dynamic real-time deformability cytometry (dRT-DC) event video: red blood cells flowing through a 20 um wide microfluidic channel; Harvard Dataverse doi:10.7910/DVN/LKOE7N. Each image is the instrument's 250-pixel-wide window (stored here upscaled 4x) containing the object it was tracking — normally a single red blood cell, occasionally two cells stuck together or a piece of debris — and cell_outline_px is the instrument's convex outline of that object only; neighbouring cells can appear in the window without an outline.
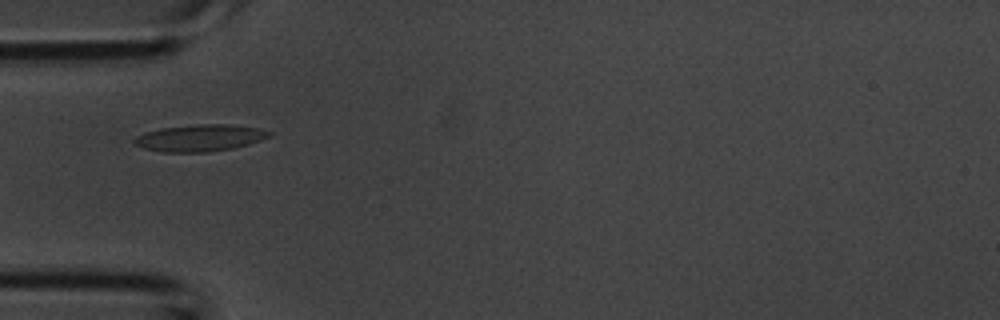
{"species": "common noctule bat (a hibernating species)", "species_latin": "Nyctalus noctula", "temperature_condition": "room temperature", "stored_images_in_passage": 2, "camera_frame_rate_fps": 3000, "um_per_image_px": 0.085, "animal": {"sex": "male", "body_mass_g": 20.1, "forearm_length_mm": 53.5}, "frame": {"image": 1, "passage_image": 2, "time_ms": 0.333, "image_size_px": [1000, 320], "cell_outline_px": [[272, 132], [268, 136], [260, 140], [248, 144], [232, 148], [208, 152], [160, 152], [144, 148], [132, 144], [132, 140], [136, 136], [144, 132], [160, 128], [196, 124], [228, 124], [260, 128]], "centroid_in_image_um": [16.92, 11.72], "position_along_channel_um": 68.1, "area_um2": 21.15}}